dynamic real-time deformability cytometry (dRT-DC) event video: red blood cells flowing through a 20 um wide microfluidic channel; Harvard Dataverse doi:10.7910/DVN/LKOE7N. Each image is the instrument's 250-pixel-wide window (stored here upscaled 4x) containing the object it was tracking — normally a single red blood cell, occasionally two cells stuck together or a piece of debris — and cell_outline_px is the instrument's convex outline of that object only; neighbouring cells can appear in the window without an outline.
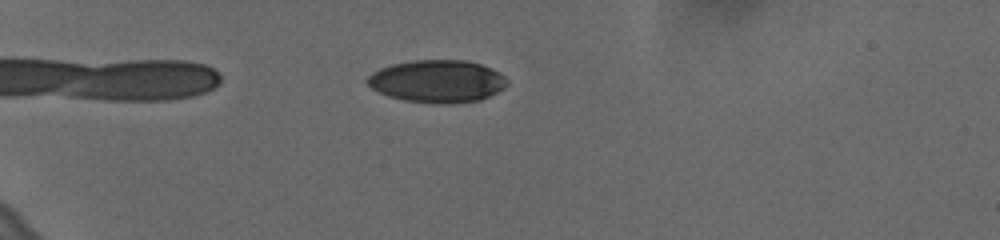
{"species": "human", "species_latin": "Homo sapiens", "temperature_condition": "cold", "stored_images_in_passage": 49, "camera_frame_rate_fps": 3000, "um_per_image_px": 0.085, "donor": {"sex": "female"}, "frame": {"image": 1, "passage_image": 8, "time_ms": 2.333, "image_size_px": [1000, 240], "cell_outline_px": [[508, 84], [504, 88], [480, 100], [452, 104], [440, 104], [404, 100], [388, 96], [372, 88], [364, 80], [372, 72], [380, 68], [392, 64], [412, 60], [464, 60], [480, 64], [492, 68], [500, 72], [508, 80]], "centroid_in_image_um": [37.17, 6.9], "position_along_channel_um": 47.8, "area_um2": 34.8}}
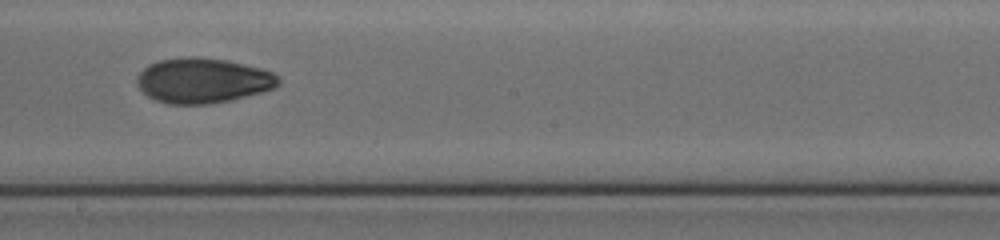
{"frame": {"image": 2, "passage_image": 27, "time_ms": 8.667, "image_size_px": [1000, 240], "cell_outline_px": [[280, 84], [272, 88], [260, 92], [212, 104], [168, 104], [156, 100], [148, 96], [136, 84], [136, 76], [148, 64], [160, 60], [192, 56], [224, 60], [260, 68], [272, 72], [280, 80]], "centroid_in_image_um": [17.19, 6.85], "position_along_channel_um": 231.0, "area_um2": 36.76}}
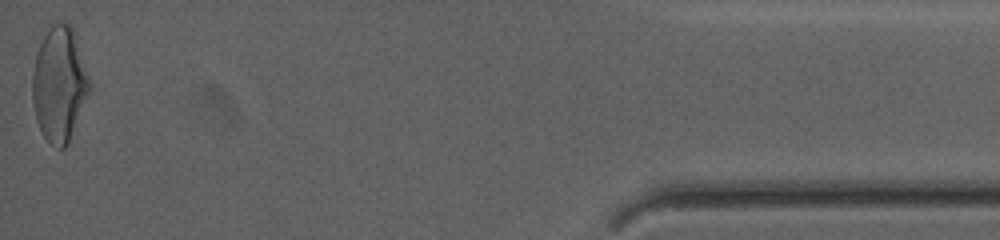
{"frame": {"image": 3, "passage_image": 49, "time_ms": 16.0, "image_size_px": [1000, 240], "cell_outline_px": [[92, 88], [68, 144], [64, 148], [60, 148], [48, 140], [44, 136], [36, 120], [32, 100], [32, 72], [36, 56], [40, 44], [48, 28], [52, 24], [68, 24], [72, 28], [92, 84]], "centroid_in_image_um": [5.05, 7.19], "position_along_channel_um": 430.1, "area_um2": 37.92}, "authors_computed_cell_mechanics": {"area_um2": 35.6626, "velocity_mm_per_s": 3.6326, "shape_relaxation_time_tau1_ms": 7.203, "shape_relaxation_time_tau2_ms": 3.54, "deformation_change_tau1": 0.1734, "deformation_change_tau2": 0.0795}}